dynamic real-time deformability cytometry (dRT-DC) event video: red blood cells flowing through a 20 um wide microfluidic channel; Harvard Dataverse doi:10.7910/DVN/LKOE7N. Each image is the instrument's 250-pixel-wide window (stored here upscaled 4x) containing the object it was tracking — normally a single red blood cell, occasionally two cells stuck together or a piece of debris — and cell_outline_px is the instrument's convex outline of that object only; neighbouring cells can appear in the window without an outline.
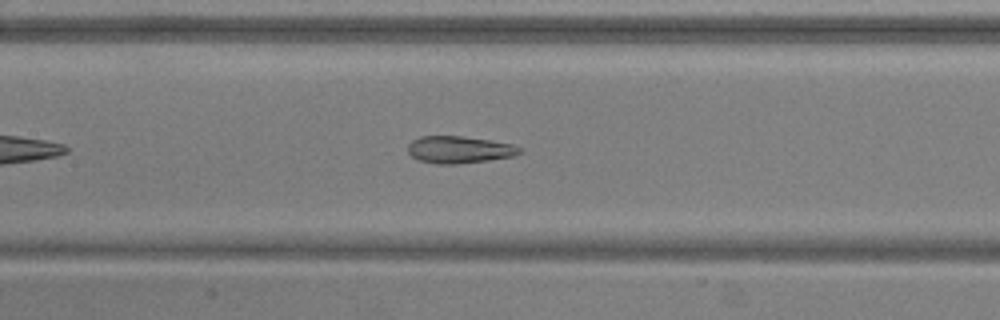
{"species": "common noctule bat (a hibernating species)", "species_latin": "Nyctalus noctula", "temperature_condition": "warm", "stored_images_in_passage": 44, "camera_frame_rate_fps": 3000, "um_per_image_px": 0.085, "animal": {"sex": "male", "body_mass_g": 20.5, "forearm_length_mm": 52.5}, "frame": {"image": 1, "passage_image": 15, "time_ms": 4.667, "image_size_px": [1000, 320], "cell_outline_px": [[524, 148], [520, 152], [512, 156], [488, 160], [456, 164], [436, 164], [420, 160], [412, 156], [408, 152], [408, 144], [412, 140], [420, 136], [464, 136], [512, 144]], "centroid_in_image_um": [39.02, 12.71], "position_along_channel_um": 168.4, "area_um2": 17.57}}
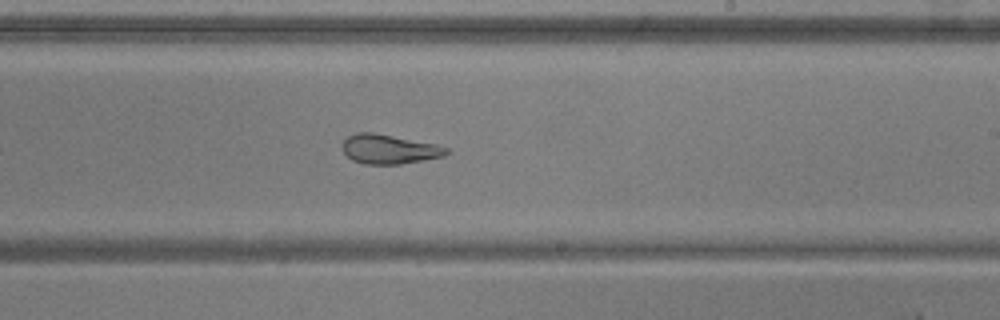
{"frame": {"image": 2, "passage_image": 22, "time_ms": 7.0, "image_size_px": [1000, 320], "cell_outline_px": [[448, 152], [444, 156], [424, 160], [400, 164], [364, 164], [352, 160], [340, 148], [340, 144], [348, 136], [356, 132], [376, 132], [436, 144], [448, 148]], "centroid_in_image_um": [33.04, 12.67], "position_along_channel_um": 256.0, "area_um2": 18.03}}
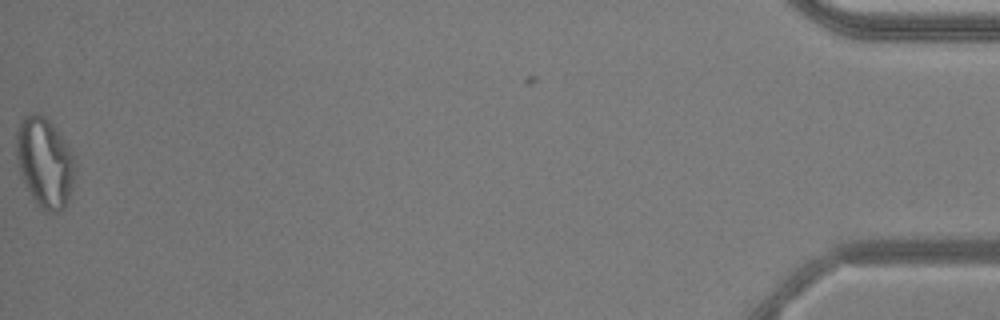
{"frame": {"image": 3, "passage_image": 44, "time_ms": 14.333, "image_size_px": [1000, 320], "cell_outline_px": [[76, 168], [72, 188], [64, 208], [60, 212], [48, 212], [36, 204], [20, 176], [16, 160], [16, 132], [20, 120], [24, 116], [32, 112], [36, 112], [44, 116], [48, 120], [64, 140], [72, 152], [76, 164]], "centroid_in_image_um": [3.78, 13.8], "position_along_channel_um": 431.4, "area_um2": 30.98}, "authors_computed_cell_mechanics": {"area_um2": 20.1433, "velocity_mm_per_s": 3.7694, "shape_relaxation_time_tau1_ms": 6.4878, "shape_relaxation_time_tau2_ms": 2.2129, "deformation_change_tau1": 0.1986, "deformation_change_tau2": 0.095}}